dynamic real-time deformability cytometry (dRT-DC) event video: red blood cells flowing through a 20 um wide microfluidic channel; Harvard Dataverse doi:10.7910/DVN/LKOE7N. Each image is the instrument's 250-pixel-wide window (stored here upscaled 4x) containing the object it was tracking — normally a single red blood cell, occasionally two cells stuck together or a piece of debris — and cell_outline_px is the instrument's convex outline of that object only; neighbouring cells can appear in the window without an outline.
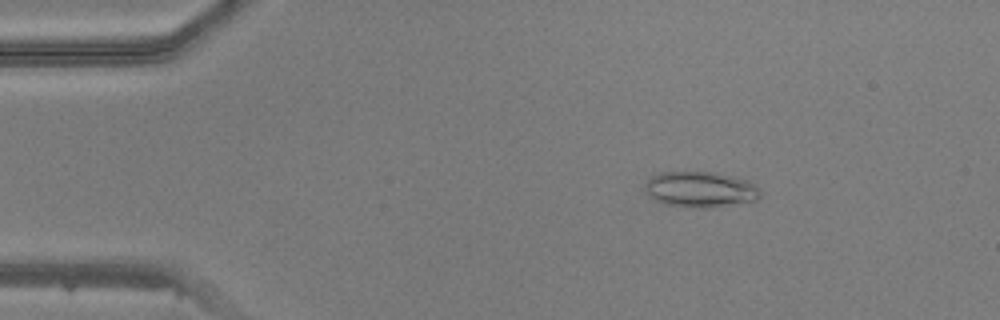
{"species": "common noctule bat (a hibernating species)", "species_latin": "Nyctalus noctula", "temperature_condition": "warm", "stored_images_in_passage": 49, "camera_frame_rate_fps": 3000, "um_per_image_px": 0.085, "animal": {"sex": "male", "body_mass_g": 20.5, "forearm_length_mm": 52.5}, "frame": {"image": 1, "passage_image": 8, "time_ms": 2.333, "image_size_px": [1000, 320], "cell_outline_px": [[760, 196], [756, 200], [708, 208], [692, 208], [664, 204], [656, 200], [644, 188], [644, 184], [652, 176], [660, 172], [716, 172], [748, 180], [760, 192]], "centroid_in_image_um": [59.51, 16.1], "position_along_channel_um": 25.5, "area_um2": 23.81}}
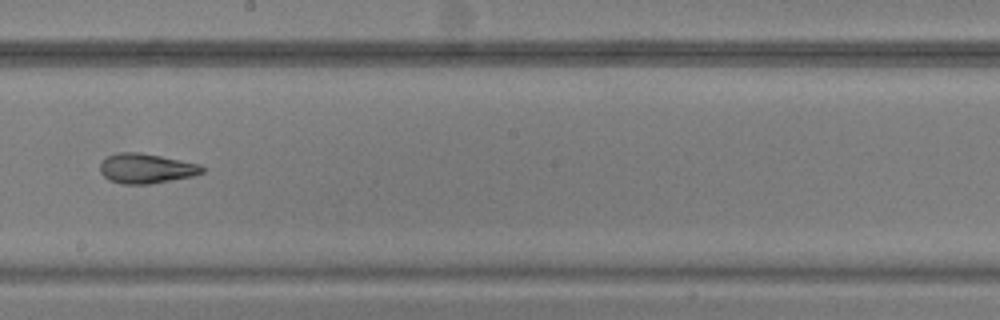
{"frame": {"image": 2, "passage_image": 28, "time_ms": 9.0, "image_size_px": [1000, 320], "cell_outline_px": [[204, 172], [192, 176], [152, 184], [120, 184], [108, 180], [100, 172], [100, 164], [108, 156], [116, 152], [140, 152], [200, 164], [204, 168]], "centroid_in_image_um": [12.41, 14.32], "position_along_channel_um": 235.8, "area_um2": 17.8}}
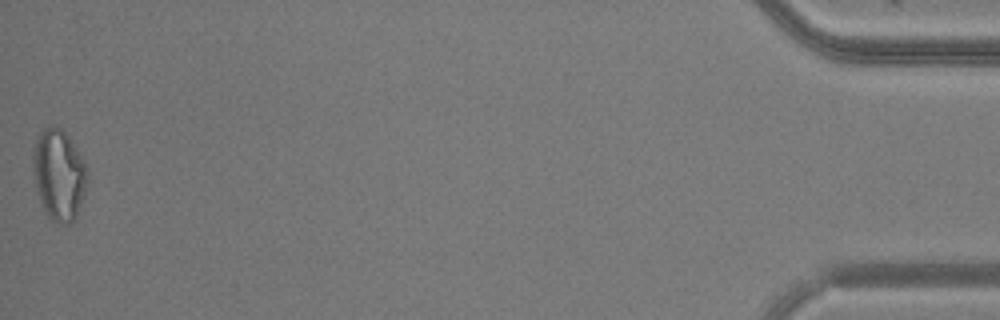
{"frame": {"image": 3, "passage_image": 49, "time_ms": 16.0, "image_size_px": [1000, 320], "cell_outline_px": [[88, 180], [84, 196], [76, 216], [68, 224], [60, 224], [52, 220], [48, 216], [36, 192], [32, 172], [32, 152], [36, 140], [40, 132], [44, 128], [60, 128], [64, 132], [84, 160], [88, 176]], "centroid_in_image_um": [4.99, 14.88], "position_along_channel_um": 430.2, "area_um2": 28.67}}